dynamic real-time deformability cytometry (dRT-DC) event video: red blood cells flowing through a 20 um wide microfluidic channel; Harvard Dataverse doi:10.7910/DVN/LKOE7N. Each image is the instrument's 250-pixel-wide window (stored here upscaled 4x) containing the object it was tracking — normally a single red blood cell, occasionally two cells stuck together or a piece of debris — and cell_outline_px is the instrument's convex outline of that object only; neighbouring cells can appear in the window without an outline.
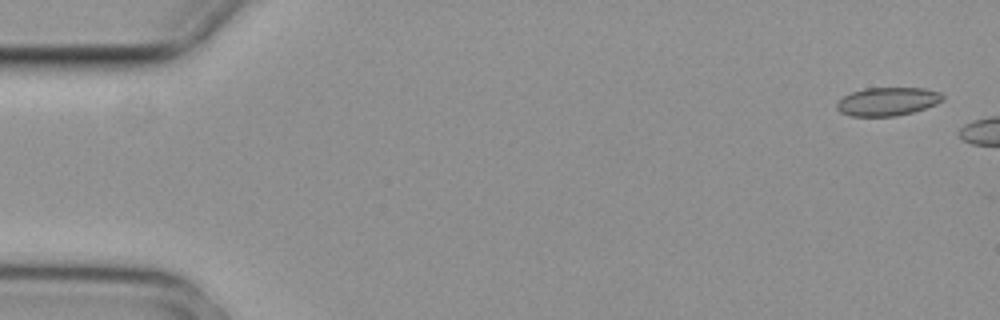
{"species": "common noctule bat (a hibernating species)", "species_latin": "Nyctalus noctula", "temperature_condition": "cold", "stored_images_in_passage": 4, "camera_frame_rate_fps": 3000, "um_per_image_px": 0.085, "animal": {"sex": "female", "body_mass_g": 29.2, "forearm_length_mm": 56.3}, "frame": {"image": 1, "passage_image": 1, "time_ms": 0.0, "image_size_px": [1000, 320], "cell_outline_px": [[944, 100], [936, 104], [912, 112], [896, 116], [852, 116], [840, 112], [836, 108], [836, 104], [844, 96], [852, 92], [864, 88], [924, 88], [940, 92], [944, 96]], "centroid_in_image_um": [75.45, 8.62], "position_along_channel_um": 9.6, "area_um2": 17.46}}